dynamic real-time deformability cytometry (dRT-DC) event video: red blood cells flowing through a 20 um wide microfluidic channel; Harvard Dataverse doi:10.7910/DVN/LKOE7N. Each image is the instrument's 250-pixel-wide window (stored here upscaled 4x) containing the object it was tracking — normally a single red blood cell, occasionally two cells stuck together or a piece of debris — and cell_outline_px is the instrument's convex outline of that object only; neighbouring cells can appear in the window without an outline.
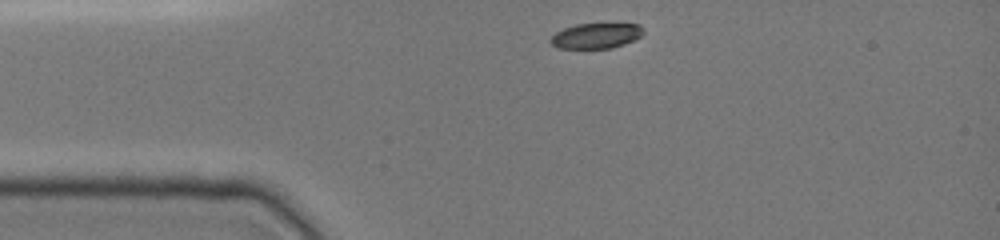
{"species": "common noctule bat (a hibernating species)", "species_latin": "Nyctalus noctula", "temperature_condition": "cold", "stored_images_in_passage": 32, "camera_frame_rate_fps": 3000, "um_per_image_px": 0.085, "animal": {"sex": "female", "body_mass_g": 19.0, "forearm_length_mm": 51.5}, "frame": {"image": 1, "passage_image": 1, "time_ms": 0.0, "image_size_px": [1000, 240], "cell_outline_px": [[644, 32], [640, 36], [624, 44], [612, 48], [560, 48], [552, 44], [548, 40], [556, 32], [564, 28], [576, 24], [640, 24], [644, 28]], "centroid_in_image_um": [50.67, 3.03], "position_along_channel_um": 34.3, "area_um2": 13.58}}
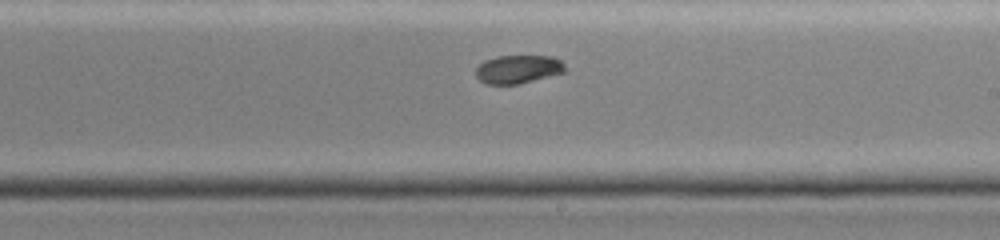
{"frame": {"image": 2, "passage_image": 19, "time_ms": 6.0, "image_size_px": [1000, 240], "cell_outline_px": [[564, 72], [520, 84], [488, 84], [480, 80], [476, 76], [476, 68], [484, 60], [496, 56], [552, 56], [560, 60], [564, 64]], "centroid_in_image_um": [44.02, 5.88], "position_along_channel_um": 245.0, "area_um2": 14.68}}
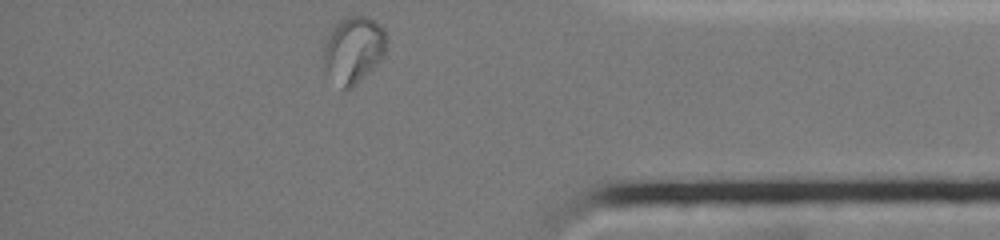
{"frame": {"image": 3, "passage_image": 32, "time_ms": 10.333, "image_size_px": [1000, 240], "cell_outline_px": [[384, 56], [352, 88], [344, 92], [324, 64], [324, 36], [344, 16], [368, 16], [380, 24], [384, 28]], "centroid_in_image_um": [30.02, 4.19], "position_along_channel_um": 405.2, "area_um2": 24.1}, "authors_computed_cell_mechanics": {"area_um2": 15.2592, "velocity_mm_per_s": 3.9918, "shape_relaxation_time_tau1_ms": null, "shape_relaxation_time_tau2_ms": 4.896, "deformation_change_tau1": null, "deformation_change_tau2": 0.0541}}